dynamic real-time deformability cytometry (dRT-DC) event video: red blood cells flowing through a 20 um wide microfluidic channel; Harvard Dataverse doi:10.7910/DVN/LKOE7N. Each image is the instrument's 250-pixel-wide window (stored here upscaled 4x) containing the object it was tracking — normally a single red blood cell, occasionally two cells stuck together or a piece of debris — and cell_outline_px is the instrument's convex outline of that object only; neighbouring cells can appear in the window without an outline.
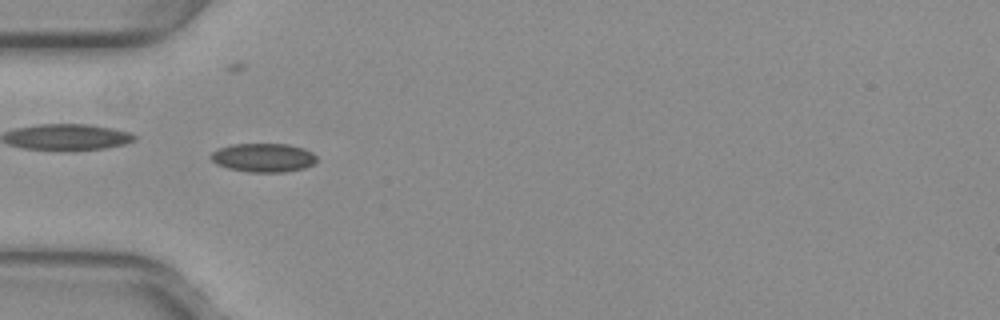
{"species": "common noctule bat (a hibernating species)", "species_latin": "Nyctalus noctula", "temperature_condition": "warm", "stored_images_in_passage": 37, "camera_frame_rate_fps": 3000, "um_per_image_px": 0.085, "animal": {"sex": "female", "body_mass_g": 29.2, "forearm_length_mm": 56.3}, "frame": {"image": 1, "passage_image": 1, "time_ms": 0.0, "image_size_px": [1000, 320], "cell_outline_px": [[316, 160], [312, 164], [304, 168], [284, 172], [248, 172], [228, 168], [216, 164], [208, 156], [212, 152], [220, 148], [232, 144], [288, 144], [304, 148], [312, 152], [316, 156]], "centroid_in_image_um": [22.37, 13.4], "position_along_channel_um": 62.6, "area_um2": 17.74}}
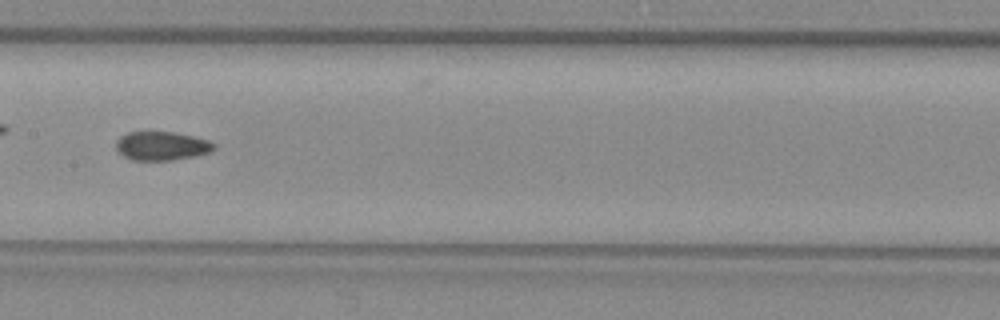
{"frame": {"image": 2, "passage_image": 11, "time_ms": 3.333, "image_size_px": [1000, 320], "cell_outline_px": [[216, 148], [212, 152], [196, 156], [172, 160], [132, 160], [124, 156], [116, 148], [116, 140], [120, 136], [128, 132], [172, 132], [192, 136], [208, 140], [216, 144]], "centroid_in_image_um": [13.77, 12.41], "position_along_channel_um": 193.6, "area_um2": 16.47}, "authors_computed_cell_mechanics": {"area_um2": 16.473, "velocity_mm_per_s": 3.9796, "shape_relaxation_time_tau1_ms": null, "shape_relaxation_time_tau2_ms": 1.3892, "deformation_change_tau1": null, "deformation_change_tau2": 0.0542}}